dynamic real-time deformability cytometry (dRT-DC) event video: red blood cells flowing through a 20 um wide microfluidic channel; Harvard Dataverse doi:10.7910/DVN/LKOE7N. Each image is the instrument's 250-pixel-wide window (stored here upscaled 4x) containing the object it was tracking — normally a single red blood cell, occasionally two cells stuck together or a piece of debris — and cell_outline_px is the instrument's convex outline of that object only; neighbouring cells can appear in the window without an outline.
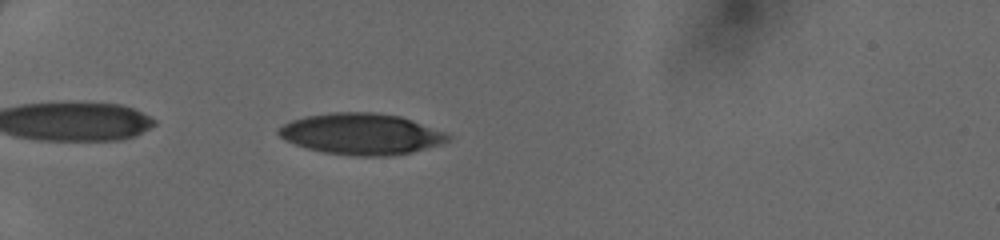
{"species": "human", "species_latin": "Homo sapiens", "temperature_condition": "cold", "stored_images_in_passage": 31, "camera_frame_rate_fps": 3000, "um_per_image_px": 0.085, "donor": {"sex": "female"}, "frame": {"image": 1, "passage_image": 6, "time_ms": 1.667, "image_size_px": [1000, 240], "cell_outline_px": [[452, 136], [448, 140], [440, 144], [412, 152], [388, 156], [356, 156], [324, 152], [308, 148], [284, 140], [276, 132], [276, 128], [292, 120], [304, 116], [332, 112], [376, 112], [400, 116], [448, 132]], "centroid_in_image_um": [30.72, 11.38], "position_along_channel_um": 54.3, "area_um2": 40.81}}
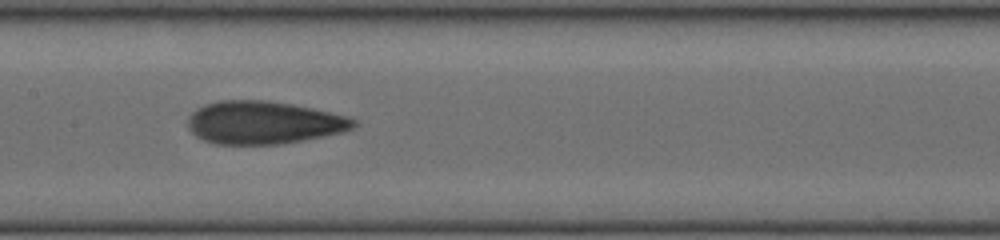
{"frame": {"image": 2, "passage_image": 13, "time_ms": 4.0, "image_size_px": [1000, 240], "cell_outline_px": [[360, 124], [344, 132], [300, 140], [276, 144], [216, 144], [204, 140], [196, 136], [188, 128], [188, 116], [196, 108], [204, 104], [220, 100], [268, 100], [292, 104], [312, 108], [348, 116], [356, 120]], "centroid_in_image_um": [22.4, 10.4], "position_along_channel_um": 185.0, "area_um2": 41.44}}
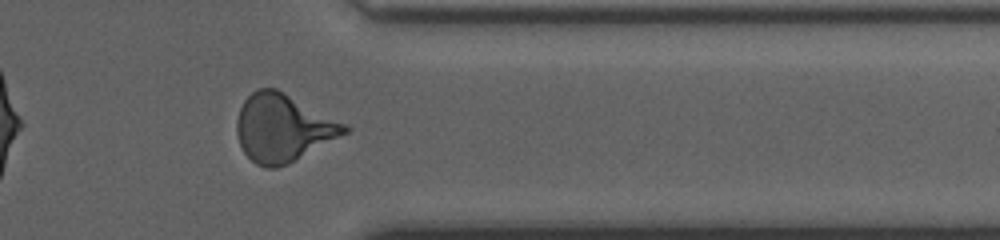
{"frame": {"image": 3, "passage_image": 25, "time_ms": 8.0, "image_size_px": [1000, 240], "cell_outline_px": [[352, 128], [348, 132], [288, 164], [276, 168], [268, 168], [256, 164], [244, 152], [240, 144], [236, 132], [236, 120], [240, 108], [244, 100], [256, 88], [276, 88], [348, 124]], "centroid_in_image_um": [24.06, 10.86], "position_along_channel_um": 387.3, "area_um2": 42.43}}